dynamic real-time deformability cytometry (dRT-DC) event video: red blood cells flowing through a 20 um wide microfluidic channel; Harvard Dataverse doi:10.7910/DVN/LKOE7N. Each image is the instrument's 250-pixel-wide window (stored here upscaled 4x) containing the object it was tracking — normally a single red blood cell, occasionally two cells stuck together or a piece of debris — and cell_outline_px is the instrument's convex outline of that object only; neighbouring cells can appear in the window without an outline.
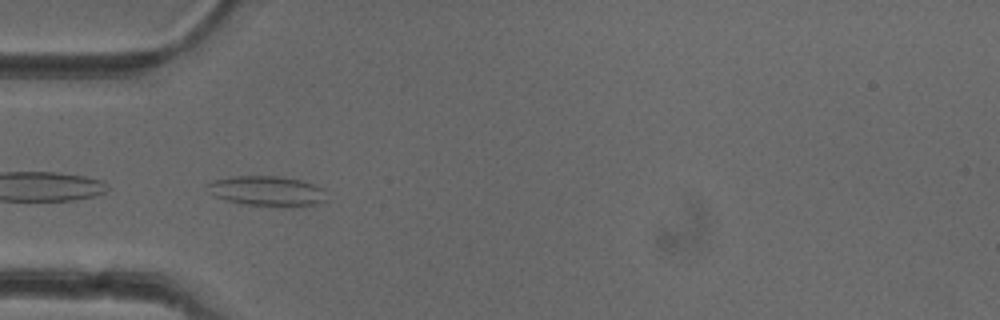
{"species": "common noctule bat (a hibernating species)", "species_latin": "Nyctalus noctula", "temperature_condition": "cold", "stored_images_in_passage": 50, "camera_frame_rate_fps": 3000, "um_per_image_px": 0.085, "animal": {"sex": "female"}, "frame": {"image": 1, "passage_image": 15, "time_ms": 4.667, "image_size_px": [1000, 320], "cell_outline_px": [[328, 200], [316, 204], [292, 208], [280, 208], [240, 204], [216, 196], [204, 184], [212, 180], [232, 176], [280, 176], [300, 180], [324, 188]], "centroid_in_image_um": [22.75, 16.26], "position_along_channel_um": 62.2, "area_um2": 21.44}}
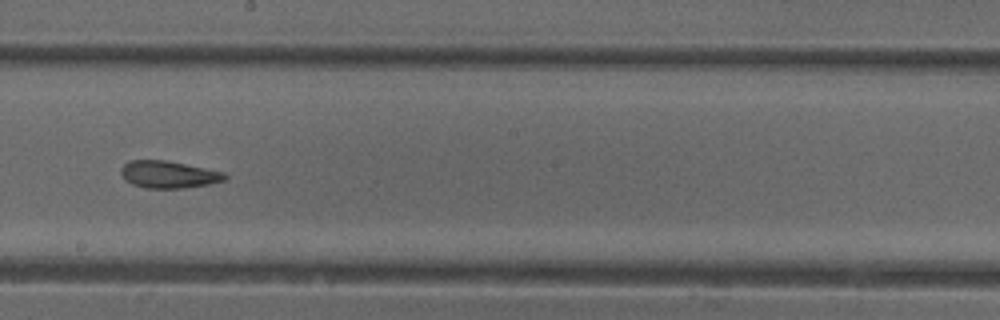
{"frame": {"image": 2, "passage_image": 28, "time_ms": 9.0, "image_size_px": [1000, 320], "cell_outline_px": [[228, 176], [224, 180], [208, 184], [180, 188], [144, 188], [132, 184], [124, 180], [120, 172], [120, 168], [128, 160], [168, 160], [224, 172]], "centroid_in_image_um": [14.28, 14.82], "position_along_channel_um": 233.9, "area_um2": 16.53}}
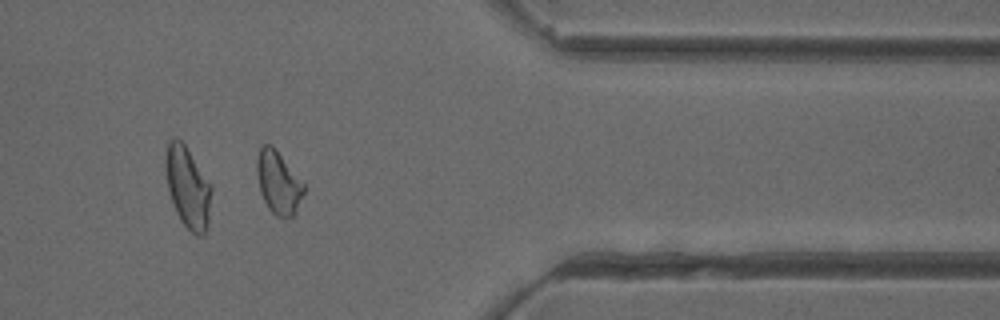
{"frame": {"image": 3, "passage_image": 41, "time_ms": 13.333, "image_size_px": [1000, 320], "cell_outline_px": [[304, 192], [296, 212], [292, 216], [276, 216], [268, 208], [260, 192], [256, 172], [256, 160], [260, 148], [264, 144], [272, 144], [304, 184]], "centroid_in_image_um": [23.64, 15.5], "position_along_channel_um": 387.8, "area_um2": 16.99}, "authors_computed_cell_mechanics": {"area_um2": 17.8024, "velocity_mm_per_s": 3.9824, "shape_relaxation_time_tau1_ms": null, "shape_relaxation_time_tau2_ms": 2.8615, "deformation_change_tau1": null, "deformation_change_tau2": 0.1181}}